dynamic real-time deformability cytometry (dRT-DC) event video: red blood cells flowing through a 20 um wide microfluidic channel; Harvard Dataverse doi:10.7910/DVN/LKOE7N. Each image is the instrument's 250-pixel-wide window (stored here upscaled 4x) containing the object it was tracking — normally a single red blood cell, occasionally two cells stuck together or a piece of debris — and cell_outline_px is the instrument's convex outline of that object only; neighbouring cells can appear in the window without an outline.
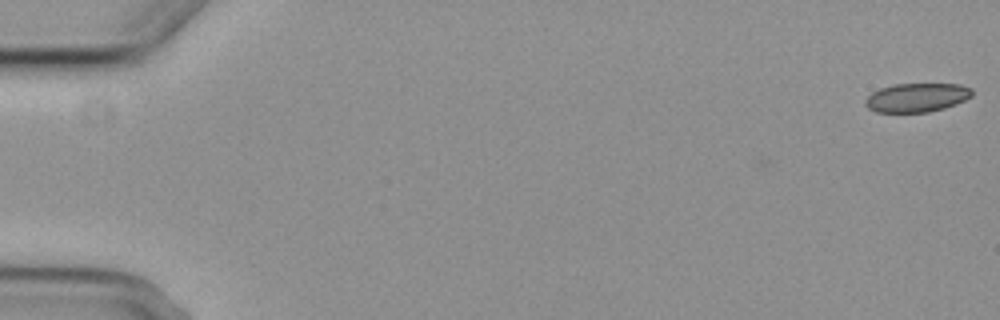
{"species": "common noctule bat (a hibernating species)", "species_latin": "Nyctalus noctula", "temperature_condition": "cold", "stored_images_in_passage": 6, "camera_frame_rate_fps": 3000, "um_per_image_px": 0.085, "animal": {"sex": "female", "body_mass_g": 29.2, "forearm_length_mm": 56.3}, "frame": {"image": 1, "passage_image": 1, "time_ms": 0.0, "image_size_px": [1000, 320], "cell_outline_px": [[972, 96], [956, 104], [944, 108], [928, 112], [876, 112], [868, 108], [864, 104], [864, 100], [872, 92], [880, 88], [892, 84], [960, 84], [972, 88]], "centroid_in_image_um": [77.91, 8.29], "position_along_channel_um": 7.1, "area_um2": 18.03}}
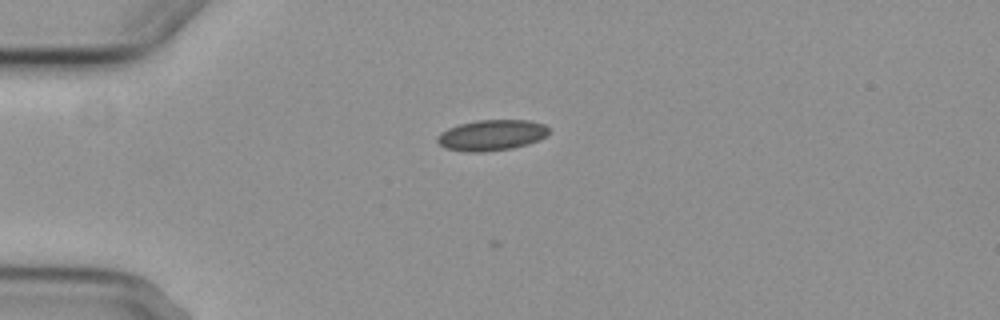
{"frame": {"image": 2, "passage_image": 5, "time_ms": 4.667, "image_size_px": [1000, 320], "cell_outline_px": [[548, 136], [540, 140], [528, 144], [512, 148], [480, 152], [468, 152], [444, 148], [436, 140], [436, 136], [440, 132], [448, 128], [460, 124], [476, 120], [528, 120], [544, 124], [548, 128]], "centroid_in_image_um": [41.78, 11.49], "position_along_channel_um": 43.2, "area_um2": 20.11}}